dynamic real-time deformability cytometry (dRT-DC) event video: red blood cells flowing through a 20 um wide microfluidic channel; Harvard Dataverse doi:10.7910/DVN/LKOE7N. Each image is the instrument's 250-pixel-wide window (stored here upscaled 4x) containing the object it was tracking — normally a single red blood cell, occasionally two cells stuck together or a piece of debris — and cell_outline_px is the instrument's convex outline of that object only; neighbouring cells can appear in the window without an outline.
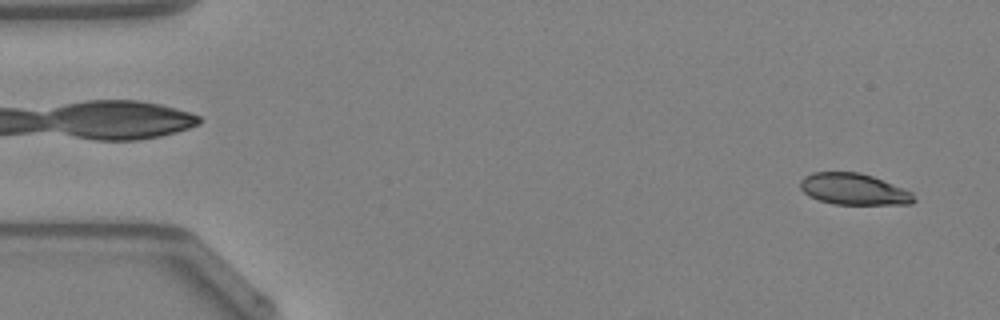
{"species": "Egyptian fruit bat (a non-hibernating species)", "species_latin": "Rousettus aegyptiacus", "temperature_condition": "warm", "stored_images_in_passage": 47, "camera_frame_rate_fps": 3000, "um_per_image_px": 0.085, "animal": {"sex": "female"}, "frame": {"image": 1, "passage_image": 2, "time_ms": 0.333, "image_size_px": [1000, 320], "cell_outline_px": [[916, 200], [912, 204], [832, 204], [808, 196], [800, 188], [800, 180], [804, 176], [812, 172], [860, 172], [872, 176], [912, 192]], "centroid_in_image_um": [72.54, 16.08], "position_along_channel_um": 12.5, "area_um2": 20.75}}
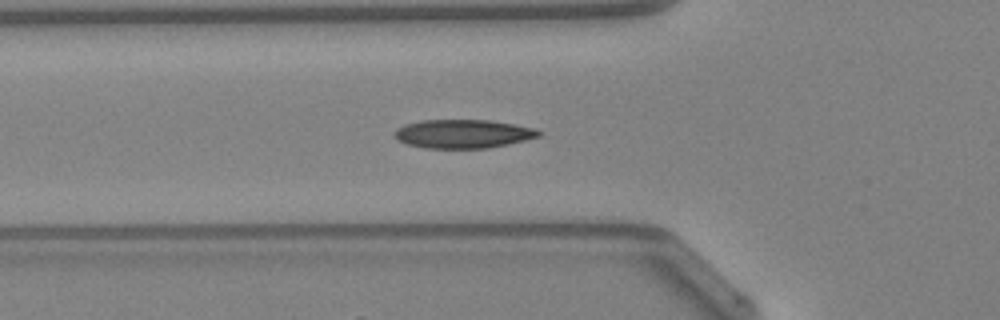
{"frame": {"image": 2, "passage_image": 16, "time_ms": 5.0, "image_size_px": [1000, 320], "cell_outline_px": [[544, 132], [540, 136], [508, 144], [488, 148], [424, 148], [408, 144], [396, 140], [392, 136], [392, 132], [396, 128], [404, 124], [424, 120], [492, 120], [516, 124], [536, 128]], "centroid_in_image_um": [39.35, 11.37], "position_along_channel_um": 86.5, "area_um2": 24.45}}
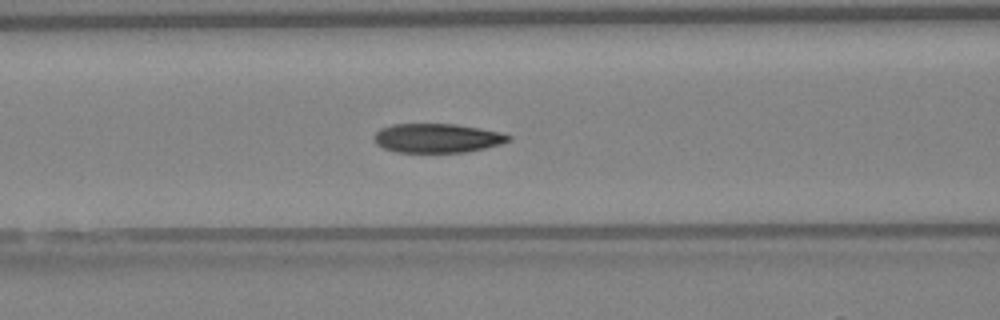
{"frame": {"image": 3, "passage_image": 19, "time_ms": 6.0, "image_size_px": [1000, 320], "cell_outline_px": [[512, 140], [500, 144], [484, 148], [464, 152], [396, 152], [384, 148], [376, 144], [376, 132], [380, 128], [392, 124], [456, 124], [480, 128], [500, 132], [512, 136]], "centroid_in_image_um": [37.18, 11.73], "position_along_channel_um": 129.4, "area_um2": 22.72}, "authors_computed_cell_mechanics": {"area_um2": 23.1778, "velocity_mm_per_s": 4.277, "shape_relaxation_time_tau1_ms": 4.6504, "shape_relaxation_time_tau2_ms": 2.549, "deformation_change_tau1": 0.1478, "deformation_change_tau2": 0.0856}}